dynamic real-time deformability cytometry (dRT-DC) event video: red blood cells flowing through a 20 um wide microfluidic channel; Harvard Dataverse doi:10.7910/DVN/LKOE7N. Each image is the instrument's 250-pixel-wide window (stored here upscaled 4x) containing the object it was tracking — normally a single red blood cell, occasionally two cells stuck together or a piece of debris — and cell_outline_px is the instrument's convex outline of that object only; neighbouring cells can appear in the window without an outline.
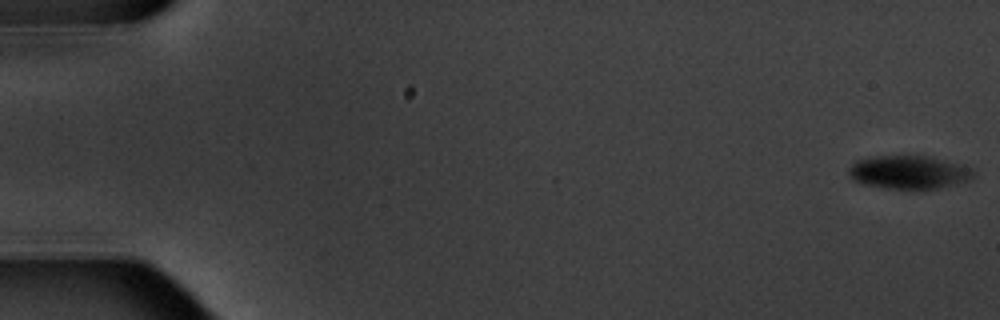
{"species": "common noctule bat (a hibernating species)", "species_latin": "Nyctalus noctula", "temperature_condition": "warm", "stored_images_in_passage": 7, "camera_frame_rate_fps": 3000, "um_per_image_px": 0.085, "animal": {"sex": "male", "body_mass_g": 20.1, "forearm_length_mm": 53.5}, "frame": {"image": 1, "passage_image": 1, "time_ms": 0.0, "image_size_px": [1000, 320], "cell_outline_px": [[976, 176], [968, 180], [956, 184], [936, 188], [884, 188], [864, 184], [856, 180], [848, 172], [848, 168], [852, 164], [860, 160], [876, 156], [932, 156], [968, 164], [976, 172]], "centroid_in_image_um": [77.38, 14.62], "position_along_channel_um": 7.6, "area_um2": 24.28}}
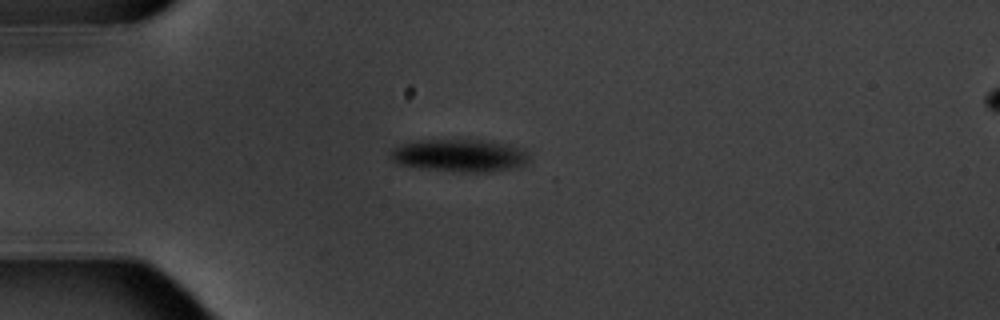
{"frame": {"image": 2, "passage_image": 5, "time_ms": 5.0, "image_size_px": [1000, 320], "cell_outline_px": [[532, 160], [516, 168], [488, 172], [464, 172], [428, 168], [400, 164], [392, 160], [392, 152], [396, 148], [404, 144], [420, 140], [480, 140], [516, 144], [524, 148]], "centroid_in_image_um": [39.24, 13.21], "position_along_channel_um": 45.8, "area_um2": 26.18}}
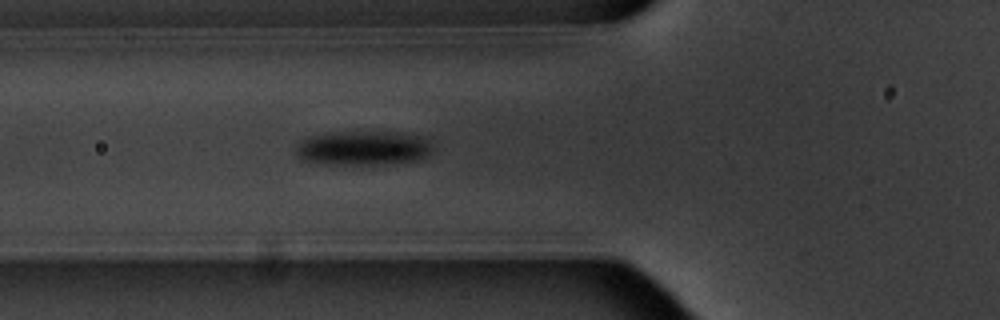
{"frame": {"image": 3, "passage_image": 7, "time_ms": 7.0, "image_size_px": [1000, 320], "cell_outline_px": [[432, 152], [428, 156], [420, 160], [376, 164], [324, 164], [304, 160], [296, 152], [296, 148], [300, 140], [308, 136], [360, 132], [384, 132], [420, 136], [428, 140], [432, 144]], "centroid_in_image_um": [30.91, 12.6], "position_along_channel_um": 94.9, "area_um2": 26.82}}